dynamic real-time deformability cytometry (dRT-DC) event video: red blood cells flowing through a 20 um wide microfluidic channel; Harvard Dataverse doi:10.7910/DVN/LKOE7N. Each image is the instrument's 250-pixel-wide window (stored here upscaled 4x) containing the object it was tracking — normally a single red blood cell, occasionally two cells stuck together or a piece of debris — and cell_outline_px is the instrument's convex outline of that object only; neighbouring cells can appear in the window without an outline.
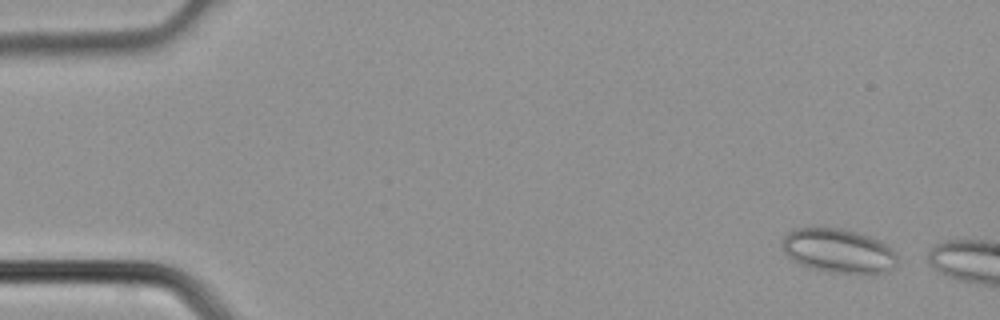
{"species": "common noctule bat (a hibernating species)", "species_latin": "Nyctalus noctula", "temperature_condition": "cold", "stored_images_in_passage": 2, "camera_frame_rate_fps": 3000, "um_per_image_px": 0.085, "animal": {"sex": "male", "body_mass_g": 21.5, "forearm_length_mm": 52.0}, "frame": {"image": 1, "passage_image": 1, "time_ms": 0.0, "image_size_px": [1000, 320], "cell_outline_px": [[896, 264], [888, 272], [872, 276], [828, 272], [812, 268], [800, 264], [792, 260], [784, 252], [784, 236], [788, 232], [796, 228], [840, 228], [860, 232], [880, 240], [896, 256]], "centroid_in_image_um": [71.3, 21.36], "position_along_channel_um": 13.7, "area_um2": 29.94}}